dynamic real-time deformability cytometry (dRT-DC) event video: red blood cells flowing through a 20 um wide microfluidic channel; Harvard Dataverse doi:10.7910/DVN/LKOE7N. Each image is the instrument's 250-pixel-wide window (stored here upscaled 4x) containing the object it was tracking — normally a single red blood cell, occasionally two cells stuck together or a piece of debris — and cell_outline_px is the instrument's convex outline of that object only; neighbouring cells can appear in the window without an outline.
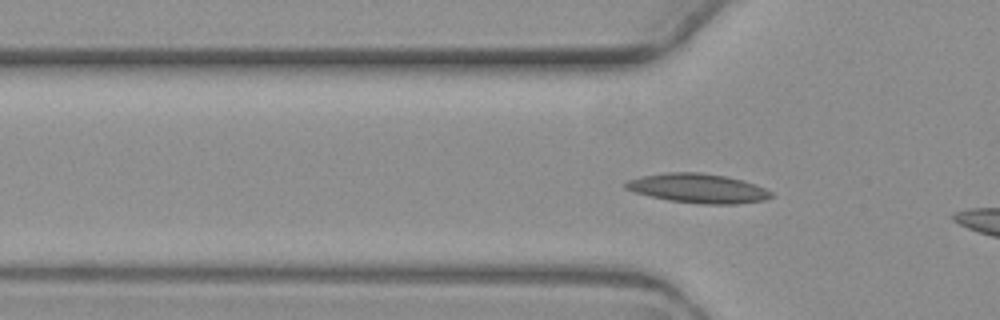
{"species": "common noctule bat (a hibernating species)", "species_latin": "Nyctalus noctula", "temperature_condition": "warm", "stored_images_in_passage": 4, "segment_of_instrument_passage": [2, 2], "camera_frame_rate_fps": 3000, "um_per_image_px": 0.085, "animal": {"sex": "female", "body_mass_g": 19.3, "forearm_length_mm": 54.1}, "frame": {"image": 1, "passage_image": 4, "time_ms": 3.667, "image_size_px": [1000, 320], "cell_outline_px": [[772, 196], [764, 200], [736, 204], [704, 204], [668, 200], [636, 192], [624, 188], [624, 184], [628, 180], [644, 176], [668, 172], [700, 172], [724, 176], [744, 180], [756, 184], [772, 192]], "centroid_in_image_um": [59.36, 16.0], "position_along_channel_um": 66.4, "area_um2": 24.62}}